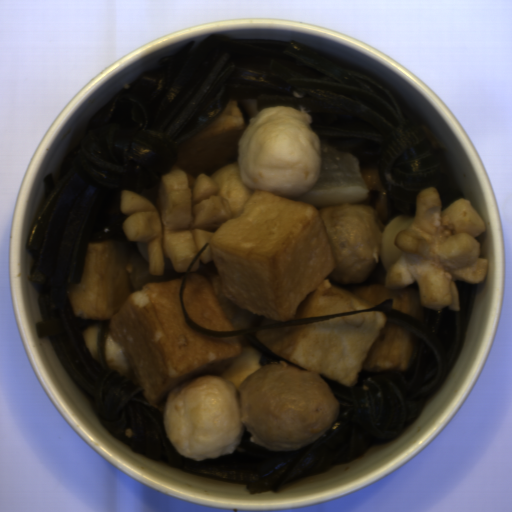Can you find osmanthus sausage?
Returning a JSON list of instances; mask_svg holds the SVG:
<instances>
[{
	"instance_id": "obj_1",
	"label": "osmanthus sausage",
	"mask_w": 512,
	"mask_h": 512,
	"mask_svg": "<svg viewBox=\"0 0 512 512\" xmlns=\"http://www.w3.org/2000/svg\"><path fill=\"white\" fill-rule=\"evenodd\" d=\"M487 229L466 199L442 212L439 191L425 188L416 198L415 214L395 216L380 239L385 288L398 290L415 280L420 305L433 311H460L455 281L482 284L487 259L480 258L477 236Z\"/></svg>"
},
{
	"instance_id": "obj_2",
	"label": "osmanthus sausage",
	"mask_w": 512,
	"mask_h": 512,
	"mask_svg": "<svg viewBox=\"0 0 512 512\" xmlns=\"http://www.w3.org/2000/svg\"><path fill=\"white\" fill-rule=\"evenodd\" d=\"M209 174H188L174 169L161 176L155 203L122 190L121 211L128 216L122 227L130 242H136L140 257L152 276H163L165 268L194 274L213 258L211 241L218 228L232 217L225 197L219 196Z\"/></svg>"
}]
</instances>
